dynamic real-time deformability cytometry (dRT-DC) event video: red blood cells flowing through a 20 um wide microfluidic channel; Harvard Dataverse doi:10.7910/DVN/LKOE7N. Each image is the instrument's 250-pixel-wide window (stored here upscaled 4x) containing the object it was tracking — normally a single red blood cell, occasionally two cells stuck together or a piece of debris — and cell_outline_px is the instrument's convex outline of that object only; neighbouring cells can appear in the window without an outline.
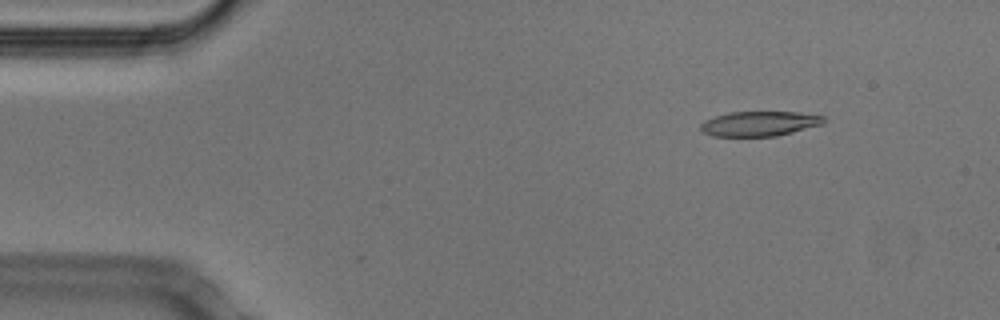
{"species": "Egyptian fruit bat (a non-hibernating species)", "species_latin": "Rousettus aegyptiacus", "temperature_condition": "cold", "stored_images_in_passage": 52, "camera_frame_rate_fps": 3000, "um_per_image_px": 0.085, "animal": {"sex": "male"}, "frame": {"image": 1, "passage_image": 6, "time_ms": 1.667, "image_size_px": [1000, 320], "cell_outline_px": [[828, 120], [820, 124], [792, 132], [776, 136], [712, 136], [704, 132], [700, 128], [700, 124], [704, 120], [728, 112], [796, 112], [824, 116]], "centroid_in_image_um": [64.53, 10.5], "position_along_channel_um": 20.5, "area_um2": 17.69}}
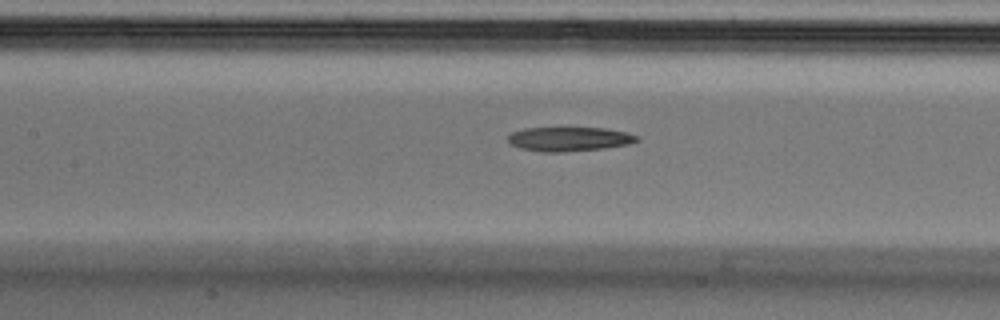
{"frame": {"image": 2, "passage_image": 23, "time_ms": 7.333, "image_size_px": [1000, 320], "cell_outline_px": [[640, 140], [628, 144], [604, 148], [564, 152], [540, 152], [520, 148], [512, 144], [508, 140], [508, 136], [512, 132], [524, 128], [564, 124], [604, 128], [624, 132], [640, 136]], "centroid_in_image_um": [48.36, 11.76], "position_along_channel_um": 159.0, "area_um2": 19.31}}
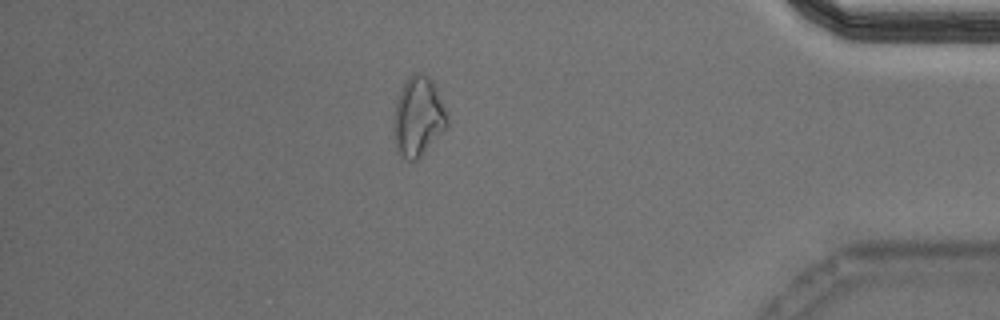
{"frame": {"image": 3, "passage_image": 45, "time_ms": 14.667, "image_size_px": [1000, 320], "cell_outline_px": [[448, 124], [420, 156], [416, 160], [408, 160], [400, 156], [396, 148], [392, 120], [396, 100], [408, 76], [412, 72], [424, 72], [432, 80], [436, 88], [444, 108], [448, 120]], "centroid_in_image_um": [35.5, 9.88], "position_along_channel_um": 399.7, "area_um2": 24.57}}